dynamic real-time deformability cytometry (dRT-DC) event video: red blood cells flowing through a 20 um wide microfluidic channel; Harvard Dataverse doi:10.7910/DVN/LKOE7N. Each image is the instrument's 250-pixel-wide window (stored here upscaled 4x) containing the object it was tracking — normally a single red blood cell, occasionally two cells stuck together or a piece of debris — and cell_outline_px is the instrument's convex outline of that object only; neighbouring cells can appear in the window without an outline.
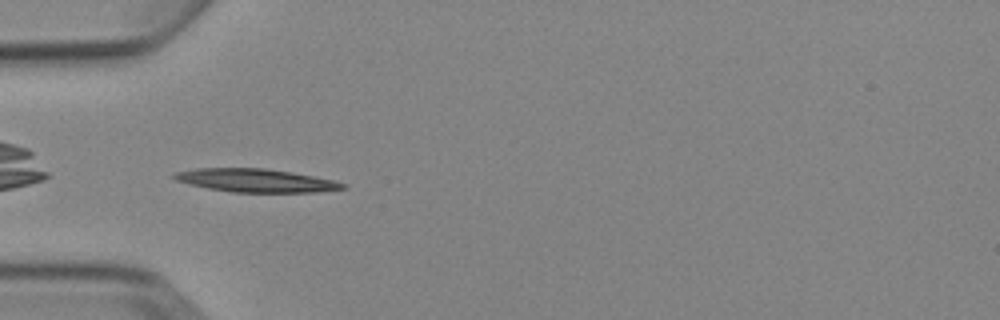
{"species": "Egyptian fruit bat (a non-hibernating species)", "species_latin": "Rousettus aegyptiacus", "temperature_condition": "cold", "stored_images_in_passage": 2, "camera_frame_rate_fps": 3000, "um_per_image_px": 0.085, "animal": {"sex": "female"}, "frame": {"image": 1, "passage_image": 1, "time_ms": 0.0, "image_size_px": [1000, 320], "cell_outline_px": [[348, 188], [320, 192], [232, 192], [208, 188], [176, 180], [172, 176], [176, 172], [196, 168], [264, 168], [336, 180], [348, 184]], "centroid_in_image_um": [21.82, 15.34], "position_along_channel_um": 63.2, "area_um2": 22.72}}
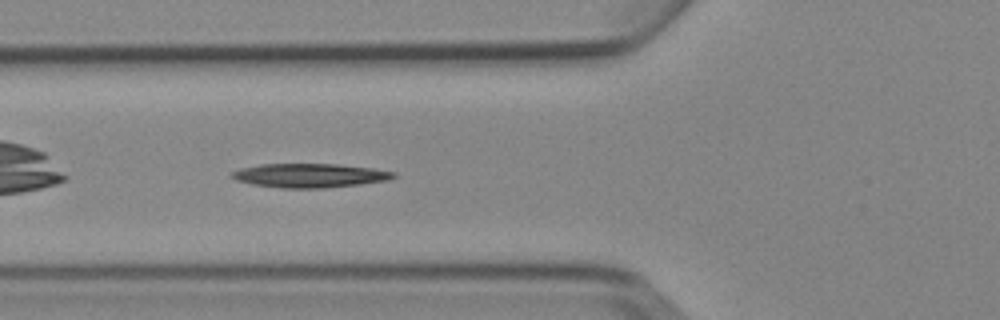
{"frame": {"image": 2, "passage_image": 2, "time_ms": 1.0, "image_size_px": [1000, 320], "cell_outline_px": [[396, 176], [388, 180], [360, 184], [324, 188], [284, 188], [252, 184], [236, 180], [232, 176], [232, 172], [240, 168], [260, 164], [336, 164], [372, 168], [396, 172]], "centroid_in_image_um": [26.34, 14.91], "position_along_channel_um": 99.5, "area_um2": 22.48}}